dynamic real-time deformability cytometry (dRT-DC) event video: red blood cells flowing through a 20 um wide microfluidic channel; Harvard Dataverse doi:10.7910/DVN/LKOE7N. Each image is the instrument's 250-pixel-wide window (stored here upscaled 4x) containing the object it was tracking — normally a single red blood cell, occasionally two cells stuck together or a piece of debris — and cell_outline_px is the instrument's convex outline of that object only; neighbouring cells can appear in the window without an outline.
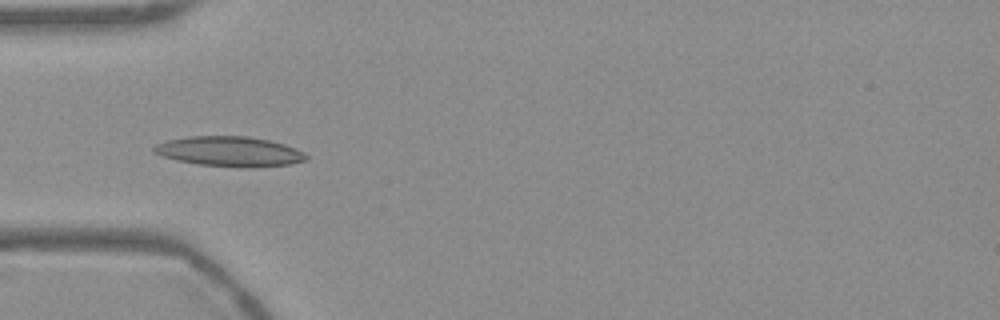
{"species": "Egyptian fruit bat (a non-hibernating species)", "species_latin": "Rousettus aegyptiacus", "temperature_condition": "warm", "stored_images_in_passage": 39, "camera_frame_rate_fps": 3000, "um_per_image_px": 0.085, "frame": {"image": 1, "passage_image": 2, "time_ms": 0.333, "image_size_px": [1000, 320], "cell_outline_px": [[308, 160], [288, 164], [252, 168], [240, 168], [196, 164], [176, 160], [152, 152], [152, 148], [156, 144], [168, 140], [188, 136], [248, 136], [268, 140], [284, 144], [304, 152], [308, 156]], "centroid_in_image_um": [19.51, 12.88], "position_along_channel_um": 65.5, "area_um2": 26.76}}
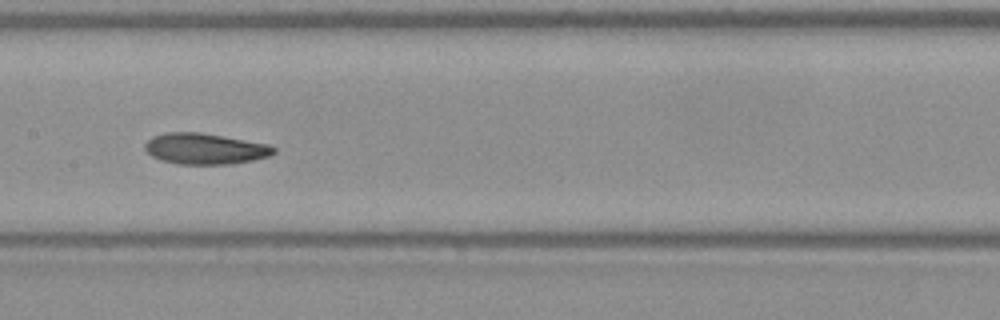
{"frame": {"image": 2, "passage_image": 12, "time_ms": 3.667, "image_size_px": [1000, 320], "cell_outline_px": [[276, 152], [268, 156], [252, 160], [232, 164], [176, 164], [160, 160], [152, 156], [144, 148], [144, 144], [152, 136], [168, 132], [200, 132], [268, 144], [276, 148]], "centroid_in_image_um": [17.4, 12.64], "position_along_channel_um": 190.0, "area_um2": 23.24}}
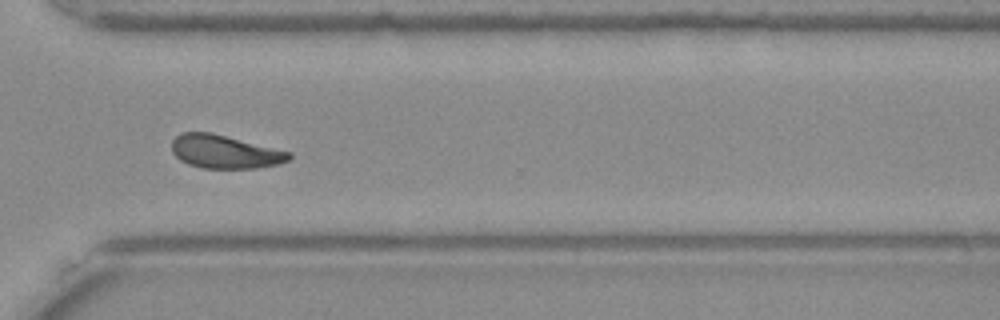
{"frame": {"image": 3, "passage_image": 25, "time_ms": 8.0, "image_size_px": [1000, 320], "cell_outline_px": [[292, 156], [288, 160], [276, 164], [256, 168], [200, 168], [188, 164], [180, 160], [172, 152], [172, 140], [176, 136], [184, 132], [212, 132], [292, 152]], "centroid_in_image_um": [19.1, 12.89], "position_along_channel_um": 351.5, "area_um2": 22.83}, "authors_computed_cell_mechanics": {"area_um2": 23.2356, "velocity_mm_per_s": 3.7272, "shape_relaxation_time_tau1_ms": 6.0877, "shape_relaxation_time_tau2_ms": 3.0363, "deformation_change_tau1": 0.1447, "deformation_change_tau2": 0.0924}}